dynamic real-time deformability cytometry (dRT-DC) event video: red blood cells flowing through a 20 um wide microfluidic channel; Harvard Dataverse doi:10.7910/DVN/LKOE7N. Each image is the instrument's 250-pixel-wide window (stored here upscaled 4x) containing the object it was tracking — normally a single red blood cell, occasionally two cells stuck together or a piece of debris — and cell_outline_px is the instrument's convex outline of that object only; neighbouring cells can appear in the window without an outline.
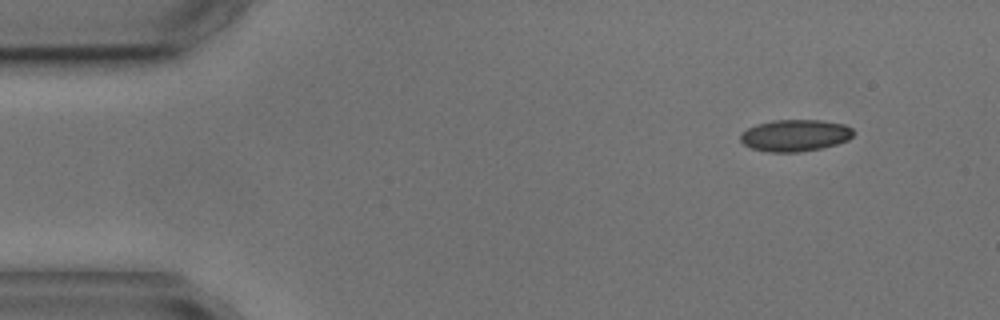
{"species": "common noctule bat (a hibernating species)", "species_latin": "Nyctalus noctula", "temperature_condition": "cold", "stored_images_in_passage": 3, "camera_frame_rate_fps": 3000, "um_per_image_px": 0.085, "animal": {"sex": "male", "body_mass_g": 17.9, "forearm_length_mm": 54.2}, "frame": {"image": 1, "passage_image": 1, "time_ms": 0.0, "image_size_px": [1000, 320], "cell_outline_px": [[856, 132], [848, 140], [836, 144], [820, 148], [800, 152], [768, 152], [752, 148], [744, 144], [740, 140], [740, 132], [756, 124], [772, 120], [820, 120], [844, 124], [852, 128]], "centroid_in_image_um": [67.58, 11.5], "position_along_channel_um": 17.4, "area_um2": 21.04}}
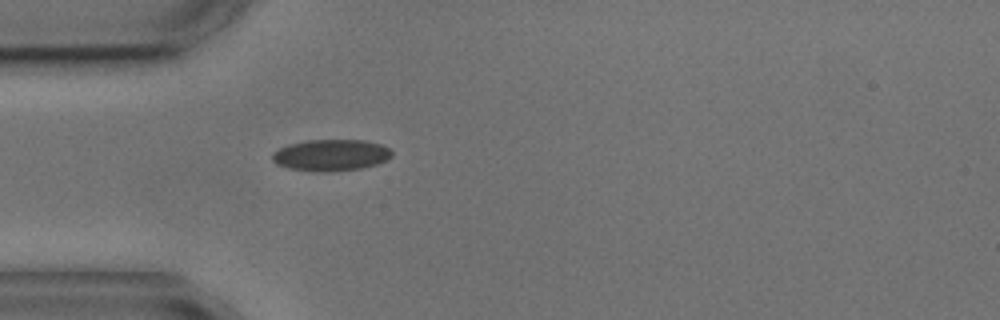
{"frame": {"image": 2, "passage_image": 3, "time_ms": 3.333, "image_size_px": [1000, 320], "cell_outline_px": [[392, 156], [376, 164], [360, 168], [328, 172], [324, 172], [288, 168], [276, 164], [272, 160], [272, 152], [288, 144], [308, 140], [364, 140], [380, 144], [388, 148], [392, 152]], "centroid_in_image_um": [28.1, 13.18], "position_along_channel_um": 56.9, "area_um2": 21.79}}